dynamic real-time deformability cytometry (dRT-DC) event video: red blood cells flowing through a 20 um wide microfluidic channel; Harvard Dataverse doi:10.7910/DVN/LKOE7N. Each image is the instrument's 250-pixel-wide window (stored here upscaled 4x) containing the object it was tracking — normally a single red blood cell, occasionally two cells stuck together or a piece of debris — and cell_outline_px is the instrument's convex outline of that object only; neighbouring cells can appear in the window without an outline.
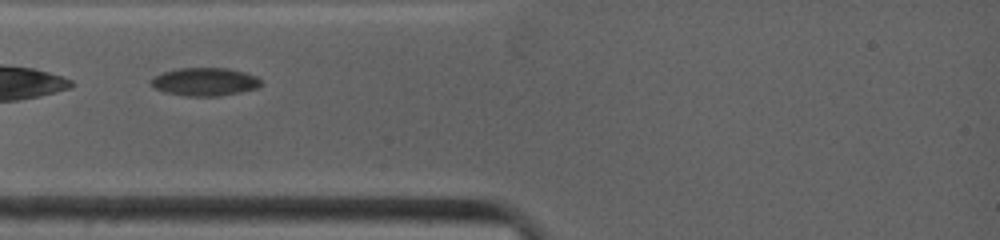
{"species": "common noctule bat (a hibernating species)", "species_latin": "Nyctalus noctula", "temperature_condition": "warm", "stored_images_in_passage": 28, "camera_frame_rate_fps": 4500, "um_per_image_px": 0.085, "animal": {"sex": "female", "body_mass_g": 19.0, "forearm_length_mm": 53.3}, "frame": {"image": 1, "passage_image": 3, "time_ms": 0.889, "image_size_px": [1000, 240], "cell_outline_px": [[264, 84], [256, 88], [240, 92], [220, 96], [184, 96], [164, 92], [148, 84], [148, 80], [152, 76], [164, 72], [180, 68], [228, 68], [244, 72], [256, 76]], "centroid_in_image_um": [17.37, 6.95], "position_along_channel_um": 67.6, "area_um2": 18.21}}
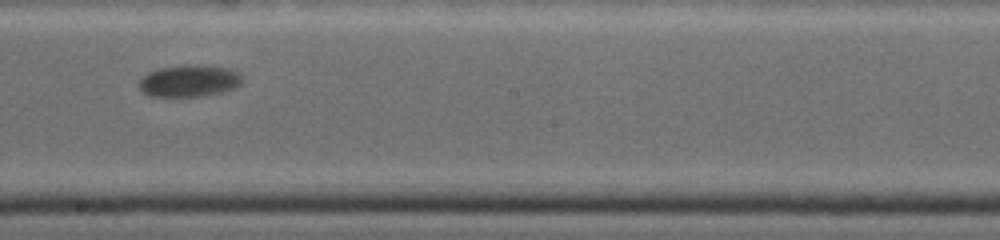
{"frame": {"image": 2, "passage_image": 14, "time_ms": 5.333, "image_size_px": [1000, 240], "cell_outline_px": [[244, 80], [236, 88], [204, 96], [148, 96], [140, 92], [136, 84], [148, 72], [160, 68], [192, 64], [200, 64], [228, 68], [240, 72], [244, 76]], "centroid_in_image_um": [16.1, 6.87], "position_along_channel_um": 232.1, "area_um2": 19.59}}
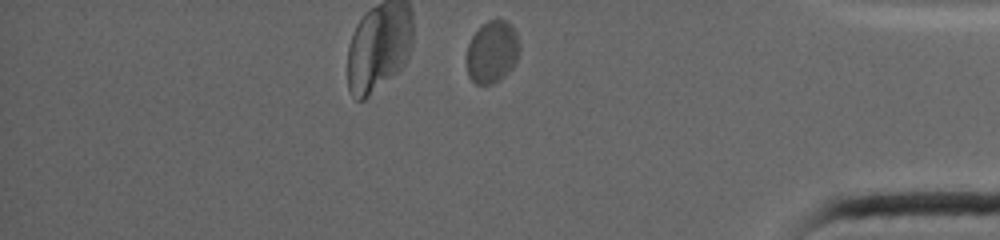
{"frame": {"image": 3, "passage_image": 28, "time_ms": 10.444, "image_size_px": [1000, 240], "cell_outline_px": [[520, 48], [516, 60], [512, 68], [500, 80], [492, 84], [476, 84], [468, 76], [468, 44], [472, 36], [480, 24], [488, 20], [508, 20], [516, 32], [520, 44]], "centroid_in_image_um": [41.85, 4.39], "position_along_channel_um": 393.4, "area_um2": 19.25}, "authors_computed_cell_mechanics": {"area_um2": 19.1896, "velocity_mm_per_s": 3.711, "shape_relaxation_time_tau1_ms": null, "shape_relaxation_time_tau2_ms": 1.4316, "deformation_change_tau1": null, "deformation_change_tau2": 0.016}}